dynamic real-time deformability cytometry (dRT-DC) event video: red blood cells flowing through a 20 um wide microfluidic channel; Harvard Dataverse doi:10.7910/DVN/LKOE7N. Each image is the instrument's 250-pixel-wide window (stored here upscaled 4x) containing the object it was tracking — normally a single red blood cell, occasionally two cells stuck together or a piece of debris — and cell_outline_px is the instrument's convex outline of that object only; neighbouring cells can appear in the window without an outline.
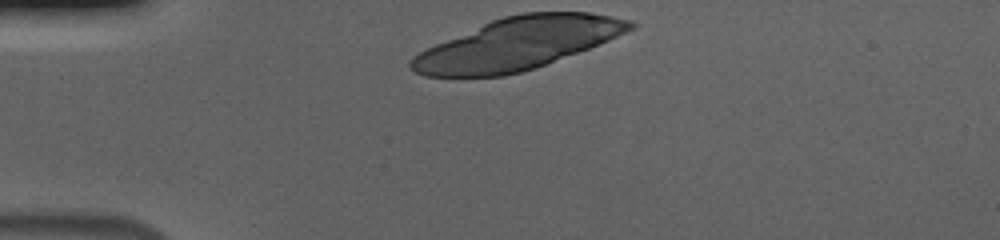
{"species": "human", "species_latin": "Homo sapiens", "temperature_condition": "cold", "stored_images_in_passage": 30, "camera_frame_rate_fps": 3000, "um_per_image_px": 0.085, "donor": {"sex": "male"}, "frame": {"image": 1, "passage_image": 1, "time_ms": 0.0, "image_size_px": [1000, 240], "cell_outline_px": [[636, 28], [608, 40], [588, 48], [544, 64], [520, 72], [504, 76], [424, 76], [408, 68], [408, 60], [412, 56], [436, 44], [492, 20], [504, 16], [524, 12], [588, 12], [632, 20], [636, 24]], "centroid_in_image_um": [43.99, 3.7], "position_along_channel_um": 41.0, "area_um2": 65.49}}